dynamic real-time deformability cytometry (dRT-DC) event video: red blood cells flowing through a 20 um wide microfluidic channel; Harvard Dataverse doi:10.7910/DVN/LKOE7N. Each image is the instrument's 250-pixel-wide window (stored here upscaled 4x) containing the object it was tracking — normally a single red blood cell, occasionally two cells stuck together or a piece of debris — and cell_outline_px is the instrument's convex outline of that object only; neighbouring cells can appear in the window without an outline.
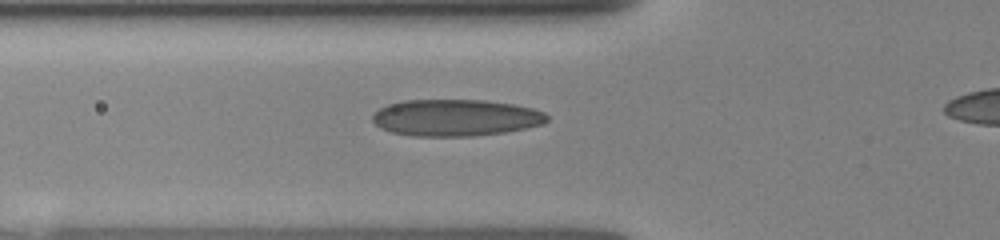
{"species": "human", "species_latin": "Homo sapiens", "temperature_condition": "room temperature", "stored_images_in_passage": 6, "camera_frame_rate_fps": 3000, "um_per_image_px": 0.085, "donor": {"sex": "female"}, "frame": {"image": 1, "passage_image": 3, "time_ms": 0.333, "image_size_px": [1000, 240], "cell_outline_px": [[548, 120], [544, 124], [504, 132], [468, 136], [416, 136], [392, 132], [376, 124], [372, 120], [372, 116], [380, 108], [388, 104], [404, 100], [484, 100], [512, 104], [532, 108], [544, 112], [548, 116]], "centroid_in_image_um": [38.75, 10.0], "position_along_channel_um": 87.1, "area_um2": 37.05}}